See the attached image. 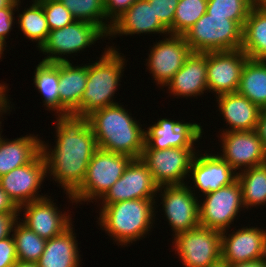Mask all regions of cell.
<instances>
[{"instance_id": "7bdbcfd3", "label": "cell", "mask_w": 266, "mask_h": 267, "mask_svg": "<svg viewBox=\"0 0 266 267\" xmlns=\"http://www.w3.org/2000/svg\"><path fill=\"white\" fill-rule=\"evenodd\" d=\"M256 131L259 138L262 140L264 147L266 148V108L261 110Z\"/></svg>"}, {"instance_id": "bcb514c9", "label": "cell", "mask_w": 266, "mask_h": 267, "mask_svg": "<svg viewBox=\"0 0 266 267\" xmlns=\"http://www.w3.org/2000/svg\"><path fill=\"white\" fill-rule=\"evenodd\" d=\"M5 7H17V0H0V9Z\"/></svg>"}, {"instance_id": "8992f818", "label": "cell", "mask_w": 266, "mask_h": 267, "mask_svg": "<svg viewBox=\"0 0 266 267\" xmlns=\"http://www.w3.org/2000/svg\"><path fill=\"white\" fill-rule=\"evenodd\" d=\"M132 159L129 155L98 148L88 164L82 184L71 194L74 203L82 204L81 201L100 200L121 178Z\"/></svg>"}, {"instance_id": "f907efd6", "label": "cell", "mask_w": 266, "mask_h": 267, "mask_svg": "<svg viewBox=\"0 0 266 267\" xmlns=\"http://www.w3.org/2000/svg\"><path fill=\"white\" fill-rule=\"evenodd\" d=\"M253 5L266 8V0H252Z\"/></svg>"}, {"instance_id": "60d3db41", "label": "cell", "mask_w": 266, "mask_h": 267, "mask_svg": "<svg viewBox=\"0 0 266 267\" xmlns=\"http://www.w3.org/2000/svg\"><path fill=\"white\" fill-rule=\"evenodd\" d=\"M20 213H0V240L10 236Z\"/></svg>"}, {"instance_id": "2e32d148", "label": "cell", "mask_w": 266, "mask_h": 267, "mask_svg": "<svg viewBox=\"0 0 266 267\" xmlns=\"http://www.w3.org/2000/svg\"><path fill=\"white\" fill-rule=\"evenodd\" d=\"M47 177L45 159L40 153L32 162L15 168L0 178V186L20 207L48 195H40L38 191Z\"/></svg>"}, {"instance_id": "3957f363", "label": "cell", "mask_w": 266, "mask_h": 267, "mask_svg": "<svg viewBox=\"0 0 266 267\" xmlns=\"http://www.w3.org/2000/svg\"><path fill=\"white\" fill-rule=\"evenodd\" d=\"M155 203V199H133L101 204L98 224L115 242L127 246L142 239L153 227Z\"/></svg>"}, {"instance_id": "b9f144b4", "label": "cell", "mask_w": 266, "mask_h": 267, "mask_svg": "<svg viewBox=\"0 0 266 267\" xmlns=\"http://www.w3.org/2000/svg\"><path fill=\"white\" fill-rule=\"evenodd\" d=\"M0 213H20V207L0 186Z\"/></svg>"}, {"instance_id": "7c38bea8", "label": "cell", "mask_w": 266, "mask_h": 267, "mask_svg": "<svg viewBox=\"0 0 266 267\" xmlns=\"http://www.w3.org/2000/svg\"><path fill=\"white\" fill-rule=\"evenodd\" d=\"M192 53L183 35L170 34L156 42L148 54V66L156 84L166 87Z\"/></svg>"}, {"instance_id": "ffe728a7", "label": "cell", "mask_w": 266, "mask_h": 267, "mask_svg": "<svg viewBox=\"0 0 266 267\" xmlns=\"http://www.w3.org/2000/svg\"><path fill=\"white\" fill-rule=\"evenodd\" d=\"M196 190L203 195L217 191L237 180L236 172L225 160L216 154H196L189 171Z\"/></svg>"}, {"instance_id": "7dc6e473", "label": "cell", "mask_w": 266, "mask_h": 267, "mask_svg": "<svg viewBox=\"0 0 266 267\" xmlns=\"http://www.w3.org/2000/svg\"><path fill=\"white\" fill-rule=\"evenodd\" d=\"M13 267H38L36 262L17 261Z\"/></svg>"}, {"instance_id": "f35d334b", "label": "cell", "mask_w": 266, "mask_h": 267, "mask_svg": "<svg viewBox=\"0 0 266 267\" xmlns=\"http://www.w3.org/2000/svg\"><path fill=\"white\" fill-rule=\"evenodd\" d=\"M137 0H104L106 18L113 23L125 11H127Z\"/></svg>"}, {"instance_id": "4316f807", "label": "cell", "mask_w": 266, "mask_h": 267, "mask_svg": "<svg viewBox=\"0 0 266 267\" xmlns=\"http://www.w3.org/2000/svg\"><path fill=\"white\" fill-rule=\"evenodd\" d=\"M241 50L251 59L266 60V8L251 7L243 26Z\"/></svg>"}, {"instance_id": "ba28073f", "label": "cell", "mask_w": 266, "mask_h": 267, "mask_svg": "<svg viewBox=\"0 0 266 267\" xmlns=\"http://www.w3.org/2000/svg\"><path fill=\"white\" fill-rule=\"evenodd\" d=\"M205 196L203 203L199 202L200 226L228 232V228L231 227L230 225L233 224L238 213L242 211V207L244 210L240 183L236 180L217 191L205 194Z\"/></svg>"}, {"instance_id": "4fadbf2b", "label": "cell", "mask_w": 266, "mask_h": 267, "mask_svg": "<svg viewBox=\"0 0 266 267\" xmlns=\"http://www.w3.org/2000/svg\"><path fill=\"white\" fill-rule=\"evenodd\" d=\"M220 140L223 149L218 155L235 171L266 163V148L256 130L221 132Z\"/></svg>"}, {"instance_id": "cb8c5ba5", "label": "cell", "mask_w": 266, "mask_h": 267, "mask_svg": "<svg viewBox=\"0 0 266 267\" xmlns=\"http://www.w3.org/2000/svg\"><path fill=\"white\" fill-rule=\"evenodd\" d=\"M87 83V65L59 62V114H76Z\"/></svg>"}, {"instance_id": "ab89813d", "label": "cell", "mask_w": 266, "mask_h": 267, "mask_svg": "<svg viewBox=\"0 0 266 267\" xmlns=\"http://www.w3.org/2000/svg\"><path fill=\"white\" fill-rule=\"evenodd\" d=\"M21 1L17 0V7H5L0 9V41L6 46V38L8 34L11 31L13 23L14 22V17L13 15L15 14L14 11L16 12L20 7ZM17 9V10H15Z\"/></svg>"}, {"instance_id": "e0dca14e", "label": "cell", "mask_w": 266, "mask_h": 267, "mask_svg": "<svg viewBox=\"0 0 266 267\" xmlns=\"http://www.w3.org/2000/svg\"><path fill=\"white\" fill-rule=\"evenodd\" d=\"M145 130L144 149L164 150L169 148H194L195 142L202 139V126L161 118Z\"/></svg>"}, {"instance_id": "277c9868", "label": "cell", "mask_w": 266, "mask_h": 267, "mask_svg": "<svg viewBox=\"0 0 266 267\" xmlns=\"http://www.w3.org/2000/svg\"><path fill=\"white\" fill-rule=\"evenodd\" d=\"M114 47L105 48L98 61L87 65V83L80 101L78 116H88L93 111L117 104L114 94L122 72L124 71L125 58Z\"/></svg>"}, {"instance_id": "d6986e66", "label": "cell", "mask_w": 266, "mask_h": 267, "mask_svg": "<svg viewBox=\"0 0 266 267\" xmlns=\"http://www.w3.org/2000/svg\"><path fill=\"white\" fill-rule=\"evenodd\" d=\"M49 198L47 196L20 206V212L24 210L25 215L22 223L46 240L60 235L72 224L70 214H62L53 203L54 200Z\"/></svg>"}, {"instance_id": "6da1fadb", "label": "cell", "mask_w": 266, "mask_h": 267, "mask_svg": "<svg viewBox=\"0 0 266 267\" xmlns=\"http://www.w3.org/2000/svg\"><path fill=\"white\" fill-rule=\"evenodd\" d=\"M57 116L56 145L54 149H49L50 146L41 141V153L50 174L48 176H53V180L60 184L74 203L71 194L82 184L88 164L98 147L88 116L72 113Z\"/></svg>"}, {"instance_id": "7a4b0ae2", "label": "cell", "mask_w": 266, "mask_h": 267, "mask_svg": "<svg viewBox=\"0 0 266 267\" xmlns=\"http://www.w3.org/2000/svg\"><path fill=\"white\" fill-rule=\"evenodd\" d=\"M130 115L118 103L88 115L99 149L129 155L133 159L141 158L145 147V129Z\"/></svg>"}, {"instance_id": "d6a6232c", "label": "cell", "mask_w": 266, "mask_h": 267, "mask_svg": "<svg viewBox=\"0 0 266 267\" xmlns=\"http://www.w3.org/2000/svg\"><path fill=\"white\" fill-rule=\"evenodd\" d=\"M13 237L19 261L37 262L45 248L46 239L39 237L20 220L13 228Z\"/></svg>"}, {"instance_id": "f546056e", "label": "cell", "mask_w": 266, "mask_h": 267, "mask_svg": "<svg viewBox=\"0 0 266 267\" xmlns=\"http://www.w3.org/2000/svg\"><path fill=\"white\" fill-rule=\"evenodd\" d=\"M35 88L43 96V105L59 113V62H39L34 73Z\"/></svg>"}, {"instance_id": "ac0fdd59", "label": "cell", "mask_w": 266, "mask_h": 267, "mask_svg": "<svg viewBox=\"0 0 266 267\" xmlns=\"http://www.w3.org/2000/svg\"><path fill=\"white\" fill-rule=\"evenodd\" d=\"M225 233L221 232V258L225 261L241 263L266 257V230L249 225L232 234Z\"/></svg>"}, {"instance_id": "5bb4252c", "label": "cell", "mask_w": 266, "mask_h": 267, "mask_svg": "<svg viewBox=\"0 0 266 267\" xmlns=\"http://www.w3.org/2000/svg\"><path fill=\"white\" fill-rule=\"evenodd\" d=\"M248 56L241 50L207 52V87L222 94L237 92Z\"/></svg>"}, {"instance_id": "7402d4cb", "label": "cell", "mask_w": 266, "mask_h": 267, "mask_svg": "<svg viewBox=\"0 0 266 267\" xmlns=\"http://www.w3.org/2000/svg\"><path fill=\"white\" fill-rule=\"evenodd\" d=\"M143 33H160L169 36V31L155 16L153 7L147 0H137L127 11L118 17L113 23L107 36L135 35Z\"/></svg>"}, {"instance_id": "816d5d0a", "label": "cell", "mask_w": 266, "mask_h": 267, "mask_svg": "<svg viewBox=\"0 0 266 267\" xmlns=\"http://www.w3.org/2000/svg\"><path fill=\"white\" fill-rule=\"evenodd\" d=\"M5 47L6 46L0 41V59L2 57V54H4L3 51L7 50Z\"/></svg>"}, {"instance_id": "8d00e7d4", "label": "cell", "mask_w": 266, "mask_h": 267, "mask_svg": "<svg viewBox=\"0 0 266 267\" xmlns=\"http://www.w3.org/2000/svg\"><path fill=\"white\" fill-rule=\"evenodd\" d=\"M153 7L155 16L159 19L161 24L172 34V25L174 22V15L179 0H147Z\"/></svg>"}, {"instance_id": "44dd1931", "label": "cell", "mask_w": 266, "mask_h": 267, "mask_svg": "<svg viewBox=\"0 0 266 267\" xmlns=\"http://www.w3.org/2000/svg\"><path fill=\"white\" fill-rule=\"evenodd\" d=\"M178 97L201 96L207 90V53L192 52L166 85Z\"/></svg>"}, {"instance_id": "603a6c76", "label": "cell", "mask_w": 266, "mask_h": 267, "mask_svg": "<svg viewBox=\"0 0 266 267\" xmlns=\"http://www.w3.org/2000/svg\"><path fill=\"white\" fill-rule=\"evenodd\" d=\"M218 108L229 128L222 132L256 130L261 108L238 92L216 97Z\"/></svg>"}, {"instance_id": "1f68e13d", "label": "cell", "mask_w": 266, "mask_h": 267, "mask_svg": "<svg viewBox=\"0 0 266 267\" xmlns=\"http://www.w3.org/2000/svg\"><path fill=\"white\" fill-rule=\"evenodd\" d=\"M17 16L20 30L27 39L37 42L38 49L46 41L50 32L42 5L37 0Z\"/></svg>"}, {"instance_id": "4dcf8cb0", "label": "cell", "mask_w": 266, "mask_h": 267, "mask_svg": "<svg viewBox=\"0 0 266 267\" xmlns=\"http://www.w3.org/2000/svg\"><path fill=\"white\" fill-rule=\"evenodd\" d=\"M59 1L71 12L75 20L93 23L98 26L106 35L109 34L112 23L106 18L104 0ZM104 19L107 22L104 21Z\"/></svg>"}, {"instance_id": "c3c4849f", "label": "cell", "mask_w": 266, "mask_h": 267, "mask_svg": "<svg viewBox=\"0 0 266 267\" xmlns=\"http://www.w3.org/2000/svg\"><path fill=\"white\" fill-rule=\"evenodd\" d=\"M207 267H229V262L221 258L218 261L208 265Z\"/></svg>"}, {"instance_id": "e575fe53", "label": "cell", "mask_w": 266, "mask_h": 267, "mask_svg": "<svg viewBox=\"0 0 266 267\" xmlns=\"http://www.w3.org/2000/svg\"><path fill=\"white\" fill-rule=\"evenodd\" d=\"M252 6V0H208L206 13L236 21L243 28Z\"/></svg>"}, {"instance_id": "8fae6325", "label": "cell", "mask_w": 266, "mask_h": 267, "mask_svg": "<svg viewBox=\"0 0 266 267\" xmlns=\"http://www.w3.org/2000/svg\"><path fill=\"white\" fill-rule=\"evenodd\" d=\"M192 187L183 185L159 186L157 193L161 192V204L166 220H168L173 236L200 226L199 202ZM163 190V191H162Z\"/></svg>"}, {"instance_id": "f6af8a7d", "label": "cell", "mask_w": 266, "mask_h": 267, "mask_svg": "<svg viewBox=\"0 0 266 267\" xmlns=\"http://www.w3.org/2000/svg\"><path fill=\"white\" fill-rule=\"evenodd\" d=\"M8 86L5 84L0 83V102H9L10 100H8L7 98V93H5L7 91Z\"/></svg>"}, {"instance_id": "5b68a950", "label": "cell", "mask_w": 266, "mask_h": 267, "mask_svg": "<svg viewBox=\"0 0 266 267\" xmlns=\"http://www.w3.org/2000/svg\"><path fill=\"white\" fill-rule=\"evenodd\" d=\"M242 31L236 21L205 13L183 37L192 52L231 51L241 49Z\"/></svg>"}, {"instance_id": "74e56055", "label": "cell", "mask_w": 266, "mask_h": 267, "mask_svg": "<svg viewBox=\"0 0 266 267\" xmlns=\"http://www.w3.org/2000/svg\"><path fill=\"white\" fill-rule=\"evenodd\" d=\"M18 261L13 235L0 240V267H13Z\"/></svg>"}, {"instance_id": "52a82bcc", "label": "cell", "mask_w": 266, "mask_h": 267, "mask_svg": "<svg viewBox=\"0 0 266 267\" xmlns=\"http://www.w3.org/2000/svg\"><path fill=\"white\" fill-rule=\"evenodd\" d=\"M103 37L106 38L107 35L95 24L75 20L63 28L48 33L46 41L39 48V51L47 55L42 61L49 63L69 61L61 56L84 51L87 46Z\"/></svg>"}, {"instance_id": "83f0119b", "label": "cell", "mask_w": 266, "mask_h": 267, "mask_svg": "<svg viewBox=\"0 0 266 267\" xmlns=\"http://www.w3.org/2000/svg\"><path fill=\"white\" fill-rule=\"evenodd\" d=\"M237 92L261 109L266 108V60L248 58Z\"/></svg>"}, {"instance_id": "836d02e7", "label": "cell", "mask_w": 266, "mask_h": 267, "mask_svg": "<svg viewBox=\"0 0 266 267\" xmlns=\"http://www.w3.org/2000/svg\"><path fill=\"white\" fill-rule=\"evenodd\" d=\"M208 0H179L176 7L172 34L183 35L206 13Z\"/></svg>"}, {"instance_id": "d590c367", "label": "cell", "mask_w": 266, "mask_h": 267, "mask_svg": "<svg viewBox=\"0 0 266 267\" xmlns=\"http://www.w3.org/2000/svg\"><path fill=\"white\" fill-rule=\"evenodd\" d=\"M43 7L50 31L63 28L75 21L71 12L59 0H37Z\"/></svg>"}, {"instance_id": "9a60e30c", "label": "cell", "mask_w": 266, "mask_h": 267, "mask_svg": "<svg viewBox=\"0 0 266 267\" xmlns=\"http://www.w3.org/2000/svg\"><path fill=\"white\" fill-rule=\"evenodd\" d=\"M147 165L139 158L132 159L121 178L100 199V204H113L133 199H154L158 191Z\"/></svg>"}, {"instance_id": "681fc988", "label": "cell", "mask_w": 266, "mask_h": 267, "mask_svg": "<svg viewBox=\"0 0 266 267\" xmlns=\"http://www.w3.org/2000/svg\"><path fill=\"white\" fill-rule=\"evenodd\" d=\"M9 104H10L9 102H0V116L1 117H3L2 114H5L7 111H10V105ZM0 124H1V121H0Z\"/></svg>"}, {"instance_id": "f1b7e54d", "label": "cell", "mask_w": 266, "mask_h": 267, "mask_svg": "<svg viewBox=\"0 0 266 267\" xmlns=\"http://www.w3.org/2000/svg\"><path fill=\"white\" fill-rule=\"evenodd\" d=\"M244 208L266 205V163L238 171Z\"/></svg>"}, {"instance_id": "484cf974", "label": "cell", "mask_w": 266, "mask_h": 267, "mask_svg": "<svg viewBox=\"0 0 266 267\" xmlns=\"http://www.w3.org/2000/svg\"><path fill=\"white\" fill-rule=\"evenodd\" d=\"M41 141L33 134L10 141L0 135V178L32 162L41 153Z\"/></svg>"}, {"instance_id": "ee69618b", "label": "cell", "mask_w": 266, "mask_h": 267, "mask_svg": "<svg viewBox=\"0 0 266 267\" xmlns=\"http://www.w3.org/2000/svg\"><path fill=\"white\" fill-rule=\"evenodd\" d=\"M229 267H266V257L249 262L229 263Z\"/></svg>"}, {"instance_id": "d4e9b609", "label": "cell", "mask_w": 266, "mask_h": 267, "mask_svg": "<svg viewBox=\"0 0 266 267\" xmlns=\"http://www.w3.org/2000/svg\"><path fill=\"white\" fill-rule=\"evenodd\" d=\"M73 229L71 224L60 235L46 241L44 251L36 262L38 267H80L81 255Z\"/></svg>"}, {"instance_id": "9c48e42d", "label": "cell", "mask_w": 266, "mask_h": 267, "mask_svg": "<svg viewBox=\"0 0 266 267\" xmlns=\"http://www.w3.org/2000/svg\"><path fill=\"white\" fill-rule=\"evenodd\" d=\"M197 153L195 148L143 149L140 159L158 186L183 185Z\"/></svg>"}, {"instance_id": "30bf717a", "label": "cell", "mask_w": 266, "mask_h": 267, "mask_svg": "<svg viewBox=\"0 0 266 267\" xmlns=\"http://www.w3.org/2000/svg\"><path fill=\"white\" fill-rule=\"evenodd\" d=\"M174 248L184 267H207L221 259V232L198 226L174 236Z\"/></svg>"}]
</instances>
